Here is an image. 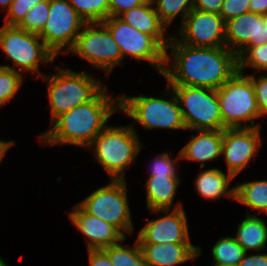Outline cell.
I'll return each mask as SVG.
<instances>
[{"instance_id":"1","label":"cell","mask_w":267,"mask_h":266,"mask_svg":"<svg viewBox=\"0 0 267 266\" xmlns=\"http://www.w3.org/2000/svg\"><path fill=\"white\" fill-rule=\"evenodd\" d=\"M162 76L169 86L205 87L217 90L238 71L237 55L224 47H194L180 43L171 35L166 47V64ZM172 69V70H170Z\"/></svg>"},{"instance_id":"19","label":"cell","mask_w":267,"mask_h":266,"mask_svg":"<svg viewBox=\"0 0 267 266\" xmlns=\"http://www.w3.org/2000/svg\"><path fill=\"white\" fill-rule=\"evenodd\" d=\"M190 141L181 148V159L198 161L203 168L205 163L221 156L223 130H198Z\"/></svg>"},{"instance_id":"41","label":"cell","mask_w":267,"mask_h":266,"mask_svg":"<svg viewBox=\"0 0 267 266\" xmlns=\"http://www.w3.org/2000/svg\"><path fill=\"white\" fill-rule=\"evenodd\" d=\"M15 145L14 141H4V140H0V162L2 161V158L5 156L6 152L8 151V149Z\"/></svg>"},{"instance_id":"28","label":"cell","mask_w":267,"mask_h":266,"mask_svg":"<svg viewBox=\"0 0 267 266\" xmlns=\"http://www.w3.org/2000/svg\"><path fill=\"white\" fill-rule=\"evenodd\" d=\"M160 21L168 27L182 13V22L193 10V0H152ZM156 4V5H155Z\"/></svg>"},{"instance_id":"31","label":"cell","mask_w":267,"mask_h":266,"mask_svg":"<svg viewBox=\"0 0 267 266\" xmlns=\"http://www.w3.org/2000/svg\"><path fill=\"white\" fill-rule=\"evenodd\" d=\"M50 0H44L26 13L25 19L18 26L30 33L40 34L47 22Z\"/></svg>"},{"instance_id":"25","label":"cell","mask_w":267,"mask_h":266,"mask_svg":"<svg viewBox=\"0 0 267 266\" xmlns=\"http://www.w3.org/2000/svg\"><path fill=\"white\" fill-rule=\"evenodd\" d=\"M245 253L234 237H221L212 247L211 254L215 262L212 266H237Z\"/></svg>"},{"instance_id":"23","label":"cell","mask_w":267,"mask_h":266,"mask_svg":"<svg viewBox=\"0 0 267 266\" xmlns=\"http://www.w3.org/2000/svg\"><path fill=\"white\" fill-rule=\"evenodd\" d=\"M234 239L246 253L249 250H264L267 243V224L264 219L246 213L245 219L238 224Z\"/></svg>"},{"instance_id":"5","label":"cell","mask_w":267,"mask_h":266,"mask_svg":"<svg viewBox=\"0 0 267 266\" xmlns=\"http://www.w3.org/2000/svg\"><path fill=\"white\" fill-rule=\"evenodd\" d=\"M217 96L224 128H255V118H260L255 89L251 78L237 71L219 89ZM242 122H250L243 125Z\"/></svg>"},{"instance_id":"43","label":"cell","mask_w":267,"mask_h":266,"mask_svg":"<svg viewBox=\"0 0 267 266\" xmlns=\"http://www.w3.org/2000/svg\"><path fill=\"white\" fill-rule=\"evenodd\" d=\"M0 266H9L8 263H5L2 257H0Z\"/></svg>"},{"instance_id":"17","label":"cell","mask_w":267,"mask_h":266,"mask_svg":"<svg viewBox=\"0 0 267 266\" xmlns=\"http://www.w3.org/2000/svg\"><path fill=\"white\" fill-rule=\"evenodd\" d=\"M69 212L73 224L85 235L88 249H103L126 240L114 226L88 214L78 203Z\"/></svg>"},{"instance_id":"26","label":"cell","mask_w":267,"mask_h":266,"mask_svg":"<svg viewBox=\"0 0 267 266\" xmlns=\"http://www.w3.org/2000/svg\"><path fill=\"white\" fill-rule=\"evenodd\" d=\"M103 250L109 255L113 266H147L137 240L132 248L122 246L119 242Z\"/></svg>"},{"instance_id":"33","label":"cell","mask_w":267,"mask_h":266,"mask_svg":"<svg viewBox=\"0 0 267 266\" xmlns=\"http://www.w3.org/2000/svg\"><path fill=\"white\" fill-rule=\"evenodd\" d=\"M181 159L180 152L176 159H171L169 153L157 155L153 161L150 176H177L175 165Z\"/></svg>"},{"instance_id":"11","label":"cell","mask_w":267,"mask_h":266,"mask_svg":"<svg viewBox=\"0 0 267 266\" xmlns=\"http://www.w3.org/2000/svg\"><path fill=\"white\" fill-rule=\"evenodd\" d=\"M120 48L122 57L149 62L159 73L166 66V49L151 35L143 33L119 17H109L102 22Z\"/></svg>"},{"instance_id":"21","label":"cell","mask_w":267,"mask_h":266,"mask_svg":"<svg viewBox=\"0 0 267 266\" xmlns=\"http://www.w3.org/2000/svg\"><path fill=\"white\" fill-rule=\"evenodd\" d=\"M180 181L178 176H149L145 184L147 192L146 208L149 211L171 210Z\"/></svg>"},{"instance_id":"4","label":"cell","mask_w":267,"mask_h":266,"mask_svg":"<svg viewBox=\"0 0 267 266\" xmlns=\"http://www.w3.org/2000/svg\"><path fill=\"white\" fill-rule=\"evenodd\" d=\"M94 157L110 176V180H124L125 169L133 164L143 147L134 125L106 126L92 141Z\"/></svg>"},{"instance_id":"14","label":"cell","mask_w":267,"mask_h":266,"mask_svg":"<svg viewBox=\"0 0 267 266\" xmlns=\"http://www.w3.org/2000/svg\"><path fill=\"white\" fill-rule=\"evenodd\" d=\"M181 203L173 210H152L153 213H166L165 216L148 221L139 231V244L191 243L186 212ZM171 211V212H170Z\"/></svg>"},{"instance_id":"12","label":"cell","mask_w":267,"mask_h":266,"mask_svg":"<svg viewBox=\"0 0 267 266\" xmlns=\"http://www.w3.org/2000/svg\"><path fill=\"white\" fill-rule=\"evenodd\" d=\"M86 24L68 0H50L47 22L39 37L55 56L64 47L63 53H68Z\"/></svg>"},{"instance_id":"22","label":"cell","mask_w":267,"mask_h":266,"mask_svg":"<svg viewBox=\"0 0 267 266\" xmlns=\"http://www.w3.org/2000/svg\"><path fill=\"white\" fill-rule=\"evenodd\" d=\"M233 178L235 177L232 174L226 175L218 168L206 169L195 180L196 191L205 199L216 200L226 196L234 200V187L229 190Z\"/></svg>"},{"instance_id":"24","label":"cell","mask_w":267,"mask_h":266,"mask_svg":"<svg viewBox=\"0 0 267 266\" xmlns=\"http://www.w3.org/2000/svg\"><path fill=\"white\" fill-rule=\"evenodd\" d=\"M234 200L267 214V180L249 181L235 186Z\"/></svg>"},{"instance_id":"9","label":"cell","mask_w":267,"mask_h":266,"mask_svg":"<svg viewBox=\"0 0 267 266\" xmlns=\"http://www.w3.org/2000/svg\"><path fill=\"white\" fill-rule=\"evenodd\" d=\"M126 180H111L78 204L90 215L117 228L125 237L134 226L128 204Z\"/></svg>"},{"instance_id":"2","label":"cell","mask_w":267,"mask_h":266,"mask_svg":"<svg viewBox=\"0 0 267 266\" xmlns=\"http://www.w3.org/2000/svg\"><path fill=\"white\" fill-rule=\"evenodd\" d=\"M106 90L93 101L78 105L57 117L52 122L54 126L42 133L39 141L45 145L71 144L87 149L119 109V95L115 99Z\"/></svg>"},{"instance_id":"6","label":"cell","mask_w":267,"mask_h":266,"mask_svg":"<svg viewBox=\"0 0 267 266\" xmlns=\"http://www.w3.org/2000/svg\"><path fill=\"white\" fill-rule=\"evenodd\" d=\"M170 90V91H169ZM166 93L172 92L171 99L161 96H119V110L133 118L145 129L164 128L187 130L179 101L171 87L168 85Z\"/></svg>"},{"instance_id":"3","label":"cell","mask_w":267,"mask_h":266,"mask_svg":"<svg viewBox=\"0 0 267 266\" xmlns=\"http://www.w3.org/2000/svg\"><path fill=\"white\" fill-rule=\"evenodd\" d=\"M57 73L43 75L48 86L51 122L78 105L93 101L106 87L85 71L55 66Z\"/></svg>"},{"instance_id":"34","label":"cell","mask_w":267,"mask_h":266,"mask_svg":"<svg viewBox=\"0 0 267 266\" xmlns=\"http://www.w3.org/2000/svg\"><path fill=\"white\" fill-rule=\"evenodd\" d=\"M250 0H224L220 15L228 21L241 14L248 13Z\"/></svg>"},{"instance_id":"35","label":"cell","mask_w":267,"mask_h":266,"mask_svg":"<svg viewBox=\"0 0 267 266\" xmlns=\"http://www.w3.org/2000/svg\"><path fill=\"white\" fill-rule=\"evenodd\" d=\"M253 83L255 89V96L257 106L260 112V116L267 114V75L259 76V78L254 75H248Z\"/></svg>"},{"instance_id":"8","label":"cell","mask_w":267,"mask_h":266,"mask_svg":"<svg viewBox=\"0 0 267 266\" xmlns=\"http://www.w3.org/2000/svg\"><path fill=\"white\" fill-rule=\"evenodd\" d=\"M182 111L187 130H224L217 90L205 87L170 86Z\"/></svg>"},{"instance_id":"16","label":"cell","mask_w":267,"mask_h":266,"mask_svg":"<svg viewBox=\"0 0 267 266\" xmlns=\"http://www.w3.org/2000/svg\"><path fill=\"white\" fill-rule=\"evenodd\" d=\"M264 43H267V15L248 12L226 21L225 45L236 55L245 46Z\"/></svg>"},{"instance_id":"10","label":"cell","mask_w":267,"mask_h":266,"mask_svg":"<svg viewBox=\"0 0 267 266\" xmlns=\"http://www.w3.org/2000/svg\"><path fill=\"white\" fill-rule=\"evenodd\" d=\"M69 52L100 68L108 76L123 60L119 46L102 22L87 23L79 32Z\"/></svg>"},{"instance_id":"7","label":"cell","mask_w":267,"mask_h":266,"mask_svg":"<svg viewBox=\"0 0 267 266\" xmlns=\"http://www.w3.org/2000/svg\"><path fill=\"white\" fill-rule=\"evenodd\" d=\"M0 48L16 66L0 65L1 67L14 71L20 70V73H22L21 70L33 72V74L37 72L36 78L43 76L39 70V63H52L56 58L38 34L27 32L18 26L3 24L0 28Z\"/></svg>"},{"instance_id":"36","label":"cell","mask_w":267,"mask_h":266,"mask_svg":"<svg viewBox=\"0 0 267 266\" xmlns=\"http://www.w3.org/2000/svg\"><path fill=\"white\" fill-rule=\"evenodd\" d=\"M146 0H108L109 17H119L124 12L138 7Z\"/></svg>"},{"instance_id":"30","label":"cell","mask_w":267,"mask_h":266,"mask_svg":"<svg viewBox=\"0 0 267 266\" xmlns=\"http://www.w3.org/2000/svg\"><path fill=\"white\" fill-rule=\"evenodd\" d=\"M23 77L19 71L0 66V107L14 98L23 83Z\"/></svg>"},{"instance_id":"15","label":"cell","mask_w":267,"mask_h":266,"mask_svg":"<svg viewBox=\"0 0 267 266\" xmlns=\"http://www.w3.org/2000/svg\"><path fill=\"white\" fill-rule=\"evenodd\" d=\"M260 130L261 127L225 128L223 130L221 155L224 156L228 173L234 177L259 153L262 146Z\"/></svg>"},{"instance_id":"29","label":"cell","mask_w":267,"mask_h":266,"mask_svg":"<svg viewBox=\"0 0 267 266\" xmlns=\"http://www.w3.org/2000/svg\"><path fill=\"white\" fill-rule=\"evenodd\" d=\"M238 71L243 72L246 67L256 70H267V43L257 46H245L238 54Z\"/></svg>"},{"instance_id":"18","label":"cell","mask_w":267,"mask_h":266,"mask_svg":"<svg viewBox=\"0 0 267 266\" xmlns=\"http://www.w3.org/2000/svg\"><path fill=\"white\" fill-rule=\"evenodd\" d=\"M147 266H175L200 256L191 243L139 244Z\"/></svg>"},{"instance_id":"27","label":"cell","mask_w":267,"mask_h":266,"mask_svg":"<svg viewBox=\"0 0 267 266\" xmlns=\"http://www.w3.org/2000/svg\"><path fill=\"white\" fill-rule=\"evenodd\" d=\"M86 23L103 22L109 18L108 0H68Z\"/></svg>"},{"instance_id":"13","label":"cell","mask_w":267,"mask_h":266,"mask_svg":"<svg viewBox=\"0 0 267 266\" xmlns=\"http://www.w3.org/2000/svg\"><path fill=\"white\" fill-rule=\"evenodd\" d=\"M177 39L194 47H224L226 22L220 14L193 9L181 22Z\"/></svg>"},{"instance_id":"37","label":"cell","mask_w":267,"mask_h":266,"mask_svg":"<svg viewBox=\"0 0 267 266\" xmlns=\"http://www.w3.org/2000/svg\"><path fill=\"white\" fill-rule=\"evenodd\" d=\"M89 266H113L103 249H88Z\"/></svg>"},{"instance_id":"42","label":"cell","mask_w":267,"mask_h":266,"mask_svg":"<svg viewBox=\"0 0 267 266\" xmlns=\"http://www.w3.org/2000/svg\"><path fill=\"white\" fill-rule=\"evenodd\" d=\"M13 0H0V5L2 8L6 9L7 10L10 8V5L12 3Z\"/></svg>"},{"instance_id":"39","label":"cell","mask_w":267,"mask_h":266,"mask_svg":"<svg viewBox=\"0 0 267 266\" xmlns=\"http://www.w3.org/2000/svg\"><path fill=\"white\" fill-rule=\"evenodd\" d=\"M246 254L237 266H267V254L260 253L251 256Z\"/></svg>"},{"instance_id":"38","label":"cell","mask_w":267,"mask_h":266,"mask_svg":"<svg viewBox=\"0 0 267 266\" xmlns=\"http://www.w3.org/2000/svg\"><path fill=\"white\" fill-rule=\"evenodd\" d=\"M224 0H193V9L220 14Z\"/></svg>"},{"instance_id":"40","label":"cell","mask_w":267,"mask_h":266,"mask_svg":"<svg viewBox=\"0 0 267 266\" xmlns=\"http://www.w3.org/2000/svg\"><path fill=\"white\" fill-rule=\"evenodd\" d=\"M249 11L267 15V0H250Z\"/></svg>"},{"instance_id":"32","label":"cell","mask_w":267,"mask_h":266,"mask_svg":"<svg viewBox=\"0 0 267 266\" xmlns=\"http://www.w3.org/2000/svg\"><path fill=\"white\" fill-rule=\"evenodd\" d=\"M44 0H13L7 10L4 25L19 26L25 19L26 13Z\"/></svg>"},{"instance_id":"20","label":"cell","mask_w":267,"mask_h":266,"mask_svg":"<svg viewBox=\"0 0 267 266\" xmlns=\"http://www.w3.org/2000/svg\"><path fill=\"white\" fill-rule=\"evenodd\" d=\"M151 6H154L152 0H146L140 6L124 12L119 18L133 28L153 36L166 49L171 34L169 36L166 33L167 27L160 21L155 8Z\"/></svg>"}]
</instances>
